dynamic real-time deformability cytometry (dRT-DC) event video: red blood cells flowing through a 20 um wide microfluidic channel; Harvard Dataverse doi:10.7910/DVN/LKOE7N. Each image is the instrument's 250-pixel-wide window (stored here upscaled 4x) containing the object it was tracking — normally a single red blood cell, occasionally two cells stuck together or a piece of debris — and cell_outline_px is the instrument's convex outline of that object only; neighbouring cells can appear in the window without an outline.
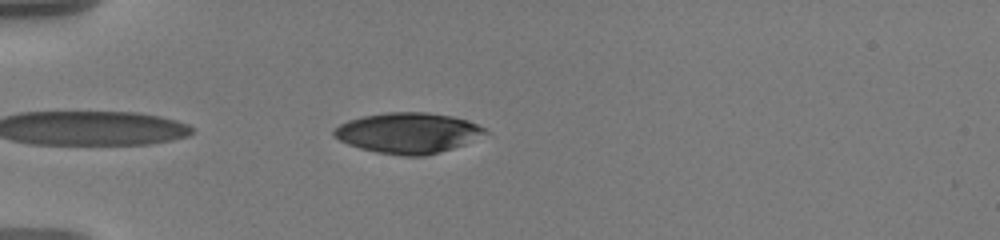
{"species": "human", "species_latin": "Homo sapiens", "temperature_condition": "warm", "stored_images_in_passage": 40, "camera_frame_rate_fps": 3000, "um_per_image_px": 0.085, "donor": {"sex": "male"}, "frame": {"image": 1, "passage_image": 3, "time_ms": 0.667, "image_size_px": [1000, 240], "cell_outline_px": [[488, 132], [464, 144], [440, 152], [424, 156], [400, 156], [376, 152], [360, 148], [348, 144], [332, 136], [332, 132], [340, 124], [348, 120], [364, 116], [384, 112], [428, 112], [452, 116], [468, 120], [484, 128]], "centroid_in_image_um": [34.66, 11.3], "position_along_channel_um": 50.3, "area_um2": 35.66}}
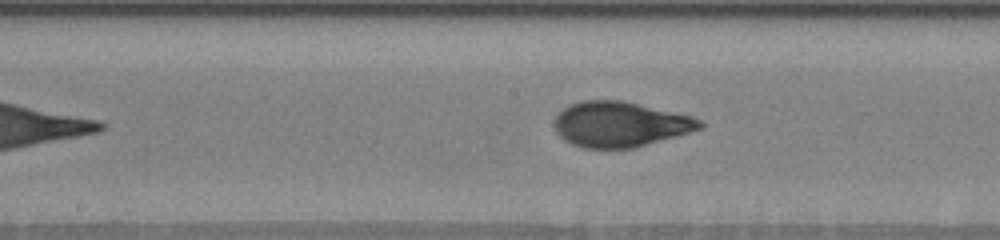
{"frame": {"image": 2, "passage_image": 17, "time_ms": 5.333, "image_size_px": [1000, 240], "cell_outline_px": [[704, 128], [676, 136], [632, 148], [584, 148], [572, 144], [564, 140], [556, 132], [556, 116], [568, 104], [584, 100], [620, 100], [692, 116], [700, 120], [704, 124]], "centroid_in_image_um": [52.71, 10.56], "position_along_channel_um": 195.5, "area_um2": 38.03}}
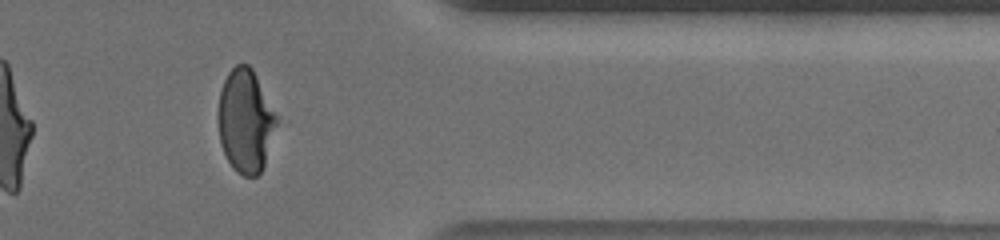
{"frame": {"image": 3, "passage_image": 34, "time_ms": 11.0, "image_size_px": [1000, 240], "cell_outline_px": [[276, 124], [264, 164], [260, 172], [256, 176], [244, 176], [236, 172], [232, 168], [220, 144], [220, 92], [224, 80], [228, 72], [236, 64], [248, 64], [252, 68], [276, 116]], "centroid_in_image_um": [20.85, 10.29], "position_along_channel_um": 390.5, "area_um2": 34.1}, "authors_computed_cell_mechanics": {"area_um2": 37.5411, "velocity_mm_per_s": 3.61, "shape_relaxation_time_tau1_ms": 4.1481, "shape_relaxation_time_tau2_ms": null, "deformation_change_tau1": 0.2056, "deformation_change_tau2": null}}